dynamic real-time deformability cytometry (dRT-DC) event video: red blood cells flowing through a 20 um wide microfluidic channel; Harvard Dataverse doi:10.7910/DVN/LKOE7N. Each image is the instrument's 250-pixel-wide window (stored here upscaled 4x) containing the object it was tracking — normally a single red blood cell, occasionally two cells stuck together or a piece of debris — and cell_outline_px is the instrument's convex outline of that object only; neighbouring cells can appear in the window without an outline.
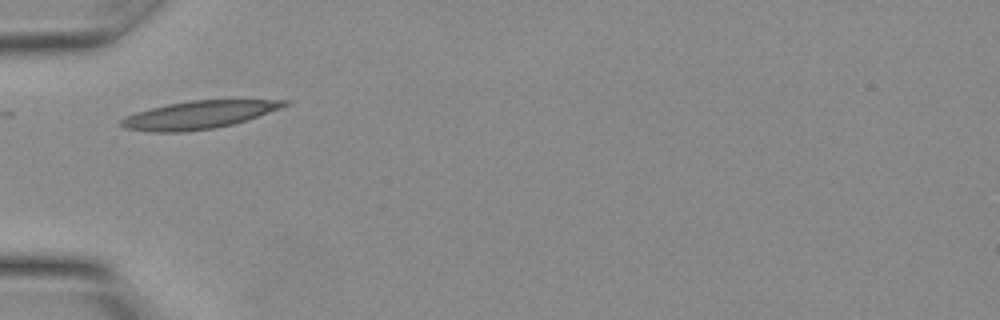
{"species": "Egyptian fruit bat (a non-hibernating species)", "species_latin": "Rousettus aegyptiacus", "temperature_condition": "warm", "stored_images_in_passage": 6, "camera_frame_rate_fps": 3000, "um_per_image_px": 0.085, "animal": {"sex": "female"}, "frame": {"image": 1, "passage_image": 1, "time_ms": 0.0, "image_size_px": [1000, 320], "cell_outline_px": [[292, 104], [232, 124], [212, 128], [180, 132], [152, 132], [128, 128], [120, 124], [120, 120], [124, 116], [136, 112], [168, 104], [192, 100], [292, 100]], "centroid_in_image_um": [16.89, 9.75], "position_along_channel_um": 68.1, "area_um2": 26.01}}
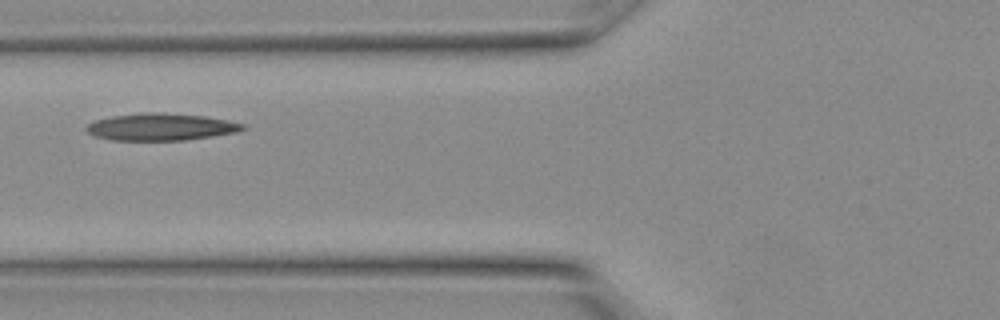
{"frame": {"image": 2, "passage_image": 3, "time_ms": 0.667, "image_size_px": [1000, 320], "cell_outline_px": [[248, 128], [236, 132], [212, 136], [184, 140], [112, 140], [96, 136], [88, 132], [84, 128], [88, 124], [96, 120], [112, 116], [144, 112], [160, 112], [204, 116], [228, 120], [248, 124]], "centroid_in_image_um": [13.72, 10.78], "position_along_channel_um": 112.1, "area_um2": 24.74}}
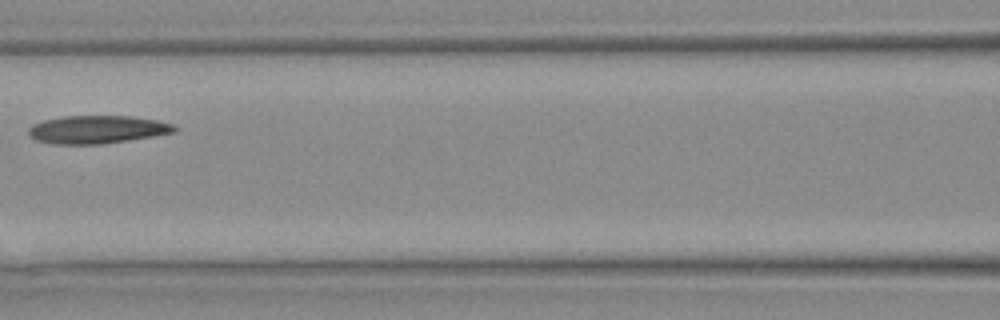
{"frame": {"image": 3, "passage_image": 5, "time_ms": 1.333, "image_size_px": [1000, 320], "cell_outline_px": [[176, 132], [104, 144], [52, 144], [36, 140], [28, 132], [28, 128], [32, 124], [44, 120], [64, 116], [132, 116], [156, 120], [176, 124]], "centroid_in_image_um": [8.27, 11.0], "position_along_channel_um": 158.3, "area_um2": 23.81}}